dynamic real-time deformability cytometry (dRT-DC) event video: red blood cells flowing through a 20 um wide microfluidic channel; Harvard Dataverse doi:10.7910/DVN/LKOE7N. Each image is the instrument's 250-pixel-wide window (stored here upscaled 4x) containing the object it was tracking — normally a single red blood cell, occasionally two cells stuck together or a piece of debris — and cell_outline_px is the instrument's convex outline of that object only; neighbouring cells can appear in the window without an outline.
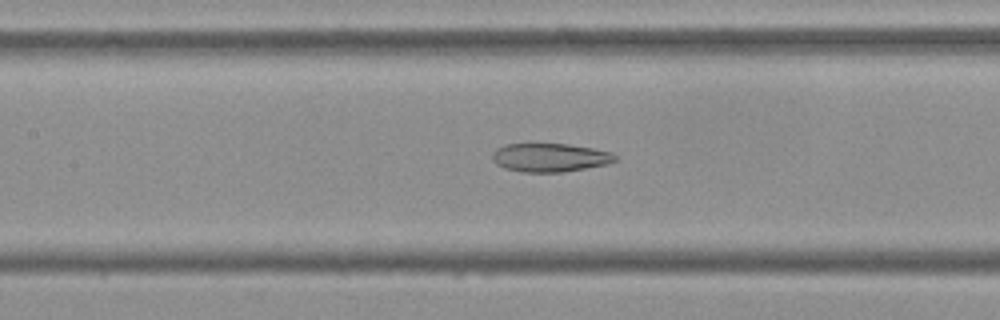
{"species": "Egyptian fruit bat (a non-hibernating species)", "species_latin": "Rousettus aegyptiacus", "temperature_condition": "cold", "stored_images_in_passage": 52, "camera_frame_rate_fps": 3000, "um_per_image_px": 0.085, "frame": {"image": 1, "passage_image": 23, "time_ms": 7.333, "image_size_px": [1000, 320], "cell_outline_px": [[620, 156], [616, 160], [608, 164], [564, 172], [520, 172], [504, 168], [496, 164], [492, 160], [492, 152], [496, 148], [504, 144], [528, 140], [568, 144], [592, 148], [612, 152]], "centroid_in_image_um": [46.69, 13.34], "position_along_channel_um": 160.7, "area_um2": 21.62}}
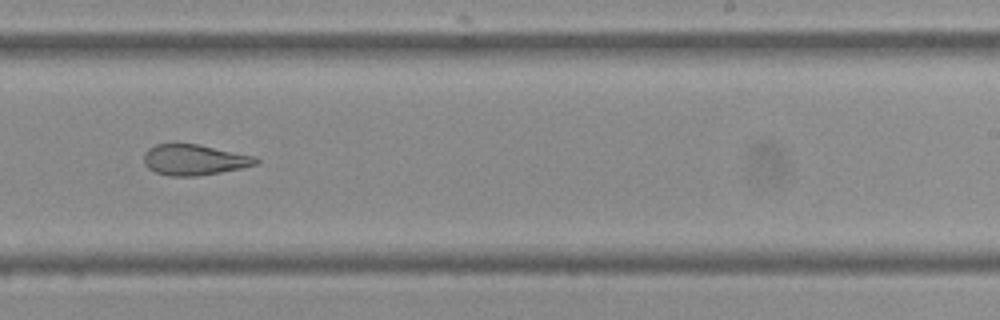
{"frame": {"image": 2, "passage_image": 32, "time_ms": 10.333, "image_size_px": [1000, 320], "cell_outline_px": [[260, 160], [256, 164], [240, 168], [220, 172], [196, 176], [168, 176], [156, 172], [148, 168], [144, 164], [144, 152], [148, 148], [156, 144], [172, 140], [200, 144], [256, 156]], "centroid_in_image_um": [16.46, 13.53], "position_along_channel_um": 272.5, "area_um2": 20.75}}
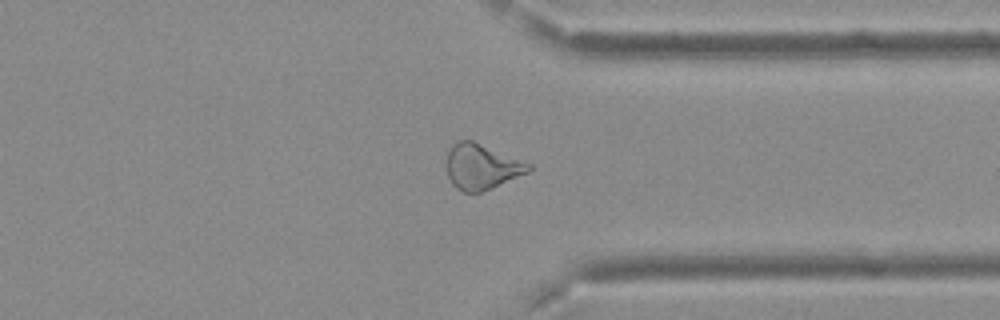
{"frame": {"image": 3, "passage_image": 40, "time_ms": 13.0, "image_size_px": [1000, 320], "cell_outline_px": [[532, 168], [528, 172], [492, 188], [480, 192], [464, 192], [456, 188], [452, 184], [448, 176], [448, 152], [452, 144], [460, 140], [472, 140], [532, 164]], "centroid_in_image_um": [40.95, 14.17], "position_along_channel_um": 370.5, "area_um2": 21.44}, "authors_computed_cell_mechanics": {"area_um2": 23.698, "velocity_mm_per_s": 3.7329, "shape_relaxation_time_tau1_ms": null, "shape_relaxation_time_tau2_ms": 3.2308, "deformation_change_tau1": null, "deformation_change_tau2": 0.1257}}